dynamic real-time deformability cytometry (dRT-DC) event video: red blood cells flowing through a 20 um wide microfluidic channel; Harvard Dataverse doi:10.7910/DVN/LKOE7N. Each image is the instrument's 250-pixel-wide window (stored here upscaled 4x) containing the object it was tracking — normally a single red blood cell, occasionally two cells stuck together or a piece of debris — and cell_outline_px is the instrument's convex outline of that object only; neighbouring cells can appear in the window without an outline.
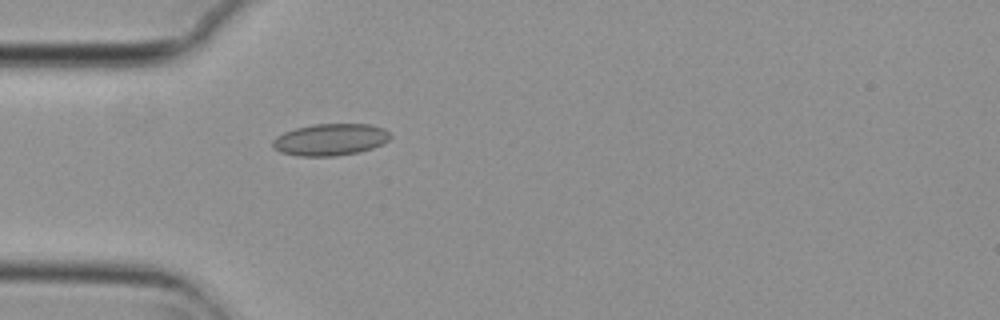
{"species": "common noctule bat (a hibernating species)", "species_latin": "Nyctalus noctula", "temperature_condition": "cold", "stored_images_in_passage": 4, "camera_frame_rate_fps": 3000, "um_per_image_px": 0.085, "animal": {"sex": "female", "body_mass_g": 29.2, "forearm_length_mm": 56.3}, "frame": {"image": 1, "passage_image": 4, "time_ms": 1.0, "image_size_px": [1000, 320], "cell_outline_px": [[392, 136], [388, 140], [372, 148], [360, 152], [336, 156], [300, 156], [280, 152], [272, 148], [272, 140], [276, 136], [284, 132], [296, 128], [312, 124], [372, 124], [384, 128], [392, 132]], "centroid_in_image_um": [28.08, 11.86], "position_along_channel_um": 56.9, "area_um2": 22.08}}